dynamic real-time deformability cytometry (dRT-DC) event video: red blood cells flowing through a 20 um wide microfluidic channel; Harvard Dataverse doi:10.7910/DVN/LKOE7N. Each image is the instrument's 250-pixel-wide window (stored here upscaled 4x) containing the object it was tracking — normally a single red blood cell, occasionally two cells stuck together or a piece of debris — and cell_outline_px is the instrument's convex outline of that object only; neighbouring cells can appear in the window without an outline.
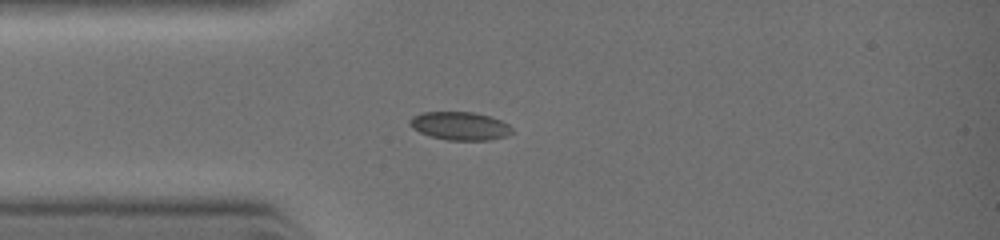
{"species": "common noctule bat (a hibernating species)", "species_latin": "Nyctalus noctula", "temperature_condition": "warm", "stored_images_in_passage": 2, "camera_frame_rate_fps": 3000, "um_per_image_px": 0.085, "animal": {"sex": "female", "body_mass_g": 19.0, "forearm_length_mm": 51.5}, "frame": {"image": 1, "passage_image": 2, "time_ms": 1.333, "image_size_px": [1000, 240], "cell_outline_px": [[512, 132], [504, 136], [488, 140], [448, 140], [432, 136], [420, 132], [412, 128], [408, 124], [408, 120], [412, 116], [424, 112], [472, 112], [488, 116], [500, 120], [508, 124], [512, 128]], "centroid_in_image_um": [39.05, 10.7], "position_along_channel_um": 45.9, "area_um2": 16.65}}